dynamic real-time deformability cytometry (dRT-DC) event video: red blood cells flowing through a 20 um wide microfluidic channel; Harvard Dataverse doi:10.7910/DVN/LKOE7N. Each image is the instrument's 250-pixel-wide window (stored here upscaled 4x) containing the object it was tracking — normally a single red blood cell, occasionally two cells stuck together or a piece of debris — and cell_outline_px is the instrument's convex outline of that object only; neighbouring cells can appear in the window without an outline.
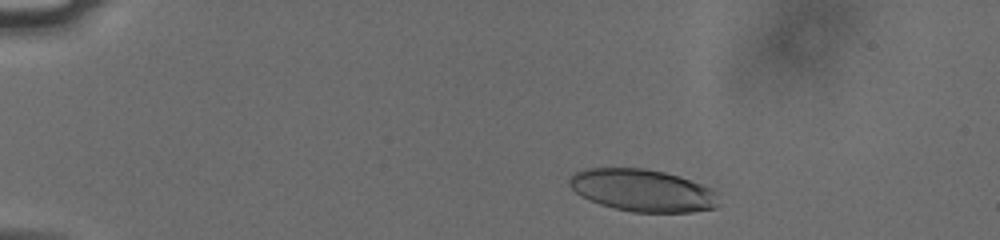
{"species": "human", "species_latin": "Homo sapiens", "temperature_condition": "cold", "stored_images_in_passage": 43, "camera_frame_rate_fps": 3000, "um_per_image_px": 0.085, "donor": {"sex": "male"}, "frame": {"image": 1, "passage_image": 5, "time_ms": 1.333, "image_size_px": [1000, 240], "cell_outline_px": [[716, 208], [692, 212], [632, 212], [600, 204], [576, 192], [568, 184], [568, 180], [576, 172], [588, 168], [644, 168], [664, 172], [700, 184], [708, 188], [712, 192], [716, 204]], "centroid_in_image_um": [54.56, 16.18], "position_along_channel_um": 30.4, "area_um2": 35.89}}
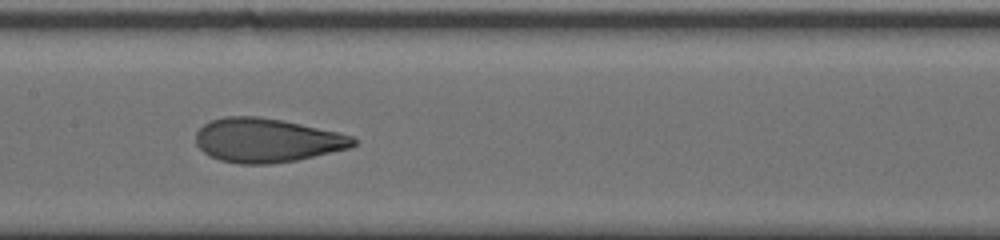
{"frame": {"image": 2, "passage_image": 24, "time_ms": 7.667, "image_size_px": [1000, 240], "cell_outline_px": [[356, 144], [348, 148], [296, 160], [272, 164], [240, 164], [220, 160], [204, 152], [196, 144], [196, 132], [204, 124], [212, 120], [224, 116], [260, 116], [300, 124], [336, 132], [352, 136], [356, 140]], "centroid_in_image_um": [22.64, 11.92], "position_along_channel_um": 184.8, "area_um2": 40.0}}
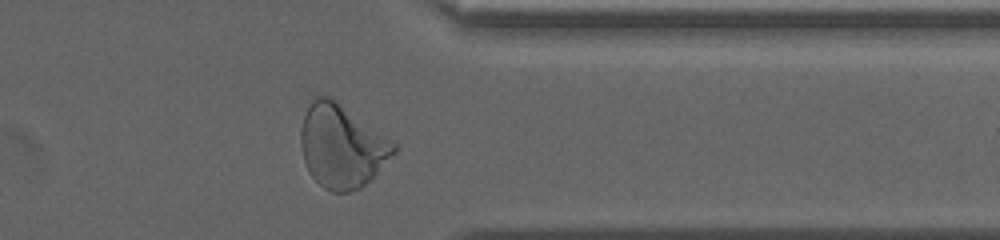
{"frame": {"image": 3, "passage_image": 40, "time_ms": 13.0, "image_size_px": [1000, 240], "cell_outline_px": [[400, 148], [372, 180], [360, 188], [348, 192], [332, 192], [324, 188], [308, 172], [304, 160], [300, 144], [300, 132], [304, 116], [308, 104], [316, 96], [332, 96], [400, 144]], "centroid_in_image_um": [29.11, 12.4], "position_along_channel_um": 382.3, "area_um2": 46.18}, "authors_computed_cell_mechanics": {"area_um2": 39.7086, "velocity_mm_per_s": 3.8001, "shape_relaxation_time_tau1_ms": 4.8974, "shape_relaxation_time_tau2_ms": 0.9334, "deformation_change_tau1": 0.2102, "deformation_change_tau2": 0.0739}}